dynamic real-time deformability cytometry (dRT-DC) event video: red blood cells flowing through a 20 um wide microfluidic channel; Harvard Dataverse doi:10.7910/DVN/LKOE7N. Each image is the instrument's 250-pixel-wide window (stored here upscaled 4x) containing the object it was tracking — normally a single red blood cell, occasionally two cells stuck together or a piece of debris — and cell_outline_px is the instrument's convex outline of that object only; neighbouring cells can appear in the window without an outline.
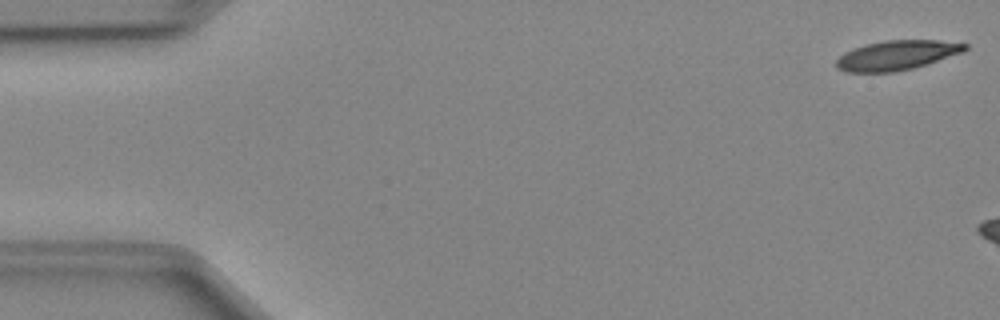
{"species": "Egyptian fruit bat (a non-hibernating species)", "species_latin": "Rousettus aegyptiacus", "temperature_condition": "cold", "stored_images_in_passage": 6, "camera_frame_rate_fps": 3000, "um_per_image_px": 0.085, "animal": {"sex": "female"}, "frame": {"image": 1, "passage_image": 1, "time_ms": 0.0, "image_size_px": [1000, 320], "cell_outline_px": [[968, 48], [964, 52], [928, 64], [896, 72], [848, 72], [836, 68], [836, 60], [844, 52], [864, 44], [884, 40], [940, 40], [968, 44]], "centroid_in_image_um": [76.24, 4.69], "position_along_channel_um": 8.8, "area_um2": 22.37}}